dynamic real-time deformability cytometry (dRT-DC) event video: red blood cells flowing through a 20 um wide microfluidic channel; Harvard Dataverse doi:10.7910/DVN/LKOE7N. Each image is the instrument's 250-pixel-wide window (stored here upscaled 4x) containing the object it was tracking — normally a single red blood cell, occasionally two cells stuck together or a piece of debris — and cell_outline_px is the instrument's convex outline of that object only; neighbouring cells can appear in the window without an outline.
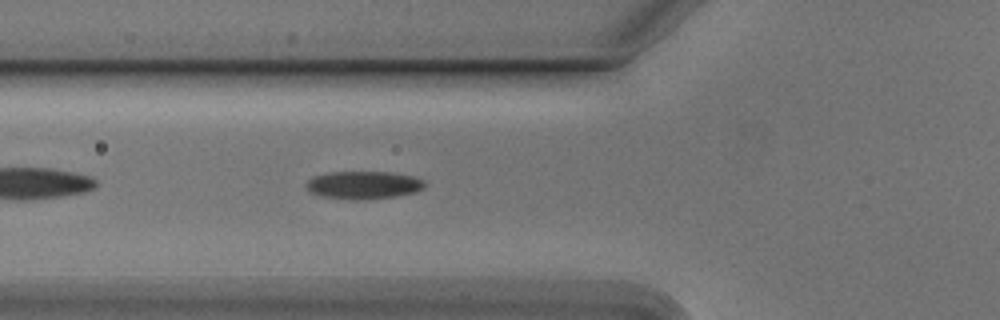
{"species": "Egyptian fruit bat (a non-hibernating species)", "species_latin": "Rousettus aegyptiacus", "temperature_condition": "cold", "stored_images_in_passage": 39, "camera_frame_rate_fps": 3000, "um_per_image_px": 0.085, "animal": {"sex": "male"}, "frame": {"image": 1, "passage_image": 5, "time_ms": 1.333, "image_size_px": [1000, 320], "cell_outline_px": [[424, 188], [416, 192], [396, 196], [368, 200], [352, 200], [320, 196], [312, 192], [304, 184], [308, 180], [316, 176], [332, 172], [388, 172], [412, 176], [424, 180]], "centroid_in_image_um": [30.92, 15.74], "position_along_channel_um": 94.9, "area_um2": 19.19}}
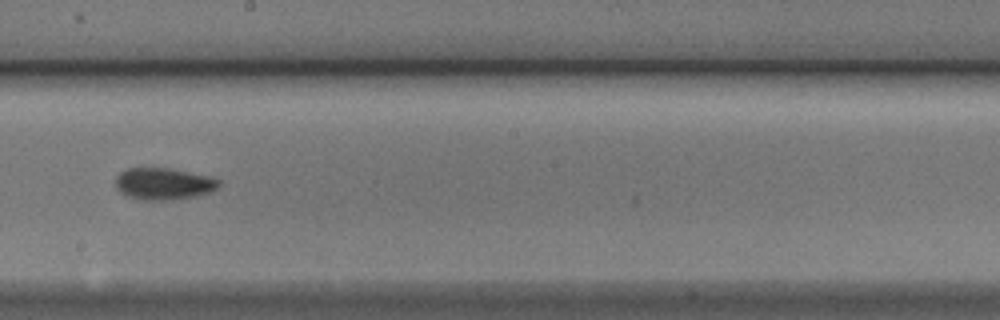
{"frame": {"image": 2, "passage_image": 16, "time_ms": 5.0, "image_size_px": [1000, 320], "cell_outline_px": [[220, 184], [212, 192], [196, 196], [172, 200], [144, 200], [128, 196], [120, 192], [116, 188], [116, 176], [120, 172], [128, 168], [168, 168], [208, 176], [220, 180]], "centroid_in_image_um": [13.9, 15.63], "position_along_channel_um": 234.3, "area_um2": 19.13}}
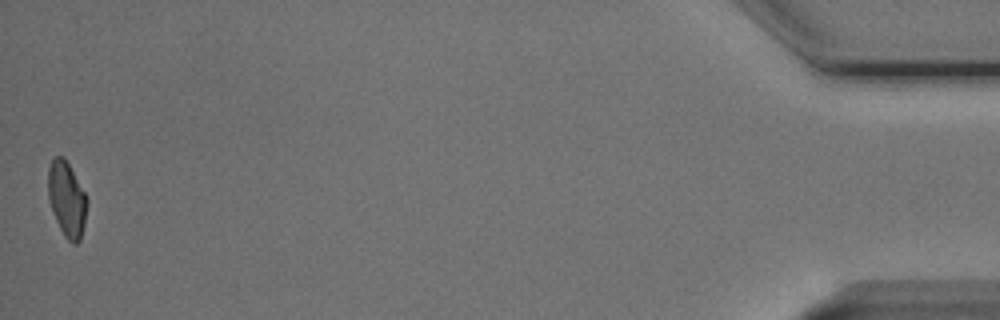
{"frame": {"image": 3, "passage_image": 39, "time_ms": 12.667, "image_size_px": [1000, 320], "cell_outline_px": [[88, 204], [84, 224], [80, 240], [76, 244], [72, 244], [64, 236], [52, 212], [48, 200], [48, 168], [52, 160], [56, 156], [60, 156], [68, 164], [84, 192], [88, 200]], "centroid_in_image_um": [5.67, 16.98], "position_along_channel_um": 429.5, "area_um2": 16.88}, "authors_computed_cell_mechanics": {"area_um2": 18.3226, "velocity_mm_per_s": 3.7918, "shape_relaxation_time_tau1_ms": 3.5338, "shape_relaxation_time_tau2_ms": 4.9601, "deformation_change_tau1": 0.1365, "deformation_change_tau2": 0.1076}}